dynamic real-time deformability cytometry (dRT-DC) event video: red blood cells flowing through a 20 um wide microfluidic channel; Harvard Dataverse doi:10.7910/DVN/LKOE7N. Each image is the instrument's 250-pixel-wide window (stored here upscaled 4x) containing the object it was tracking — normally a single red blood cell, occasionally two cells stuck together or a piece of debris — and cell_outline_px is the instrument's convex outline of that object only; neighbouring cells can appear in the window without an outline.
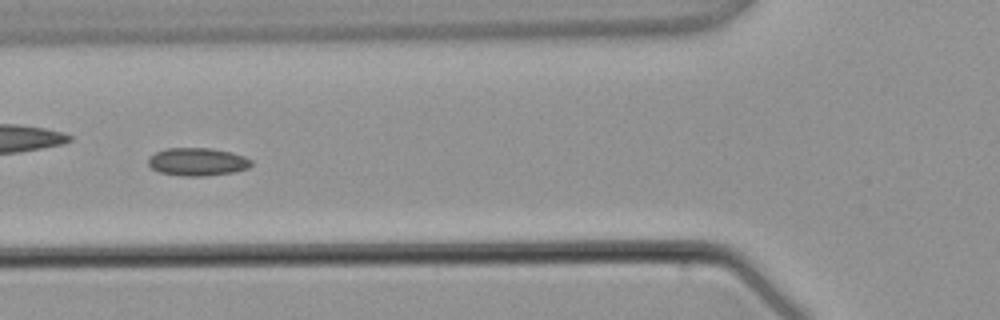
{"species": "common noctule bat (a hibernating species)", "species_latin": "Nyctalus noctula", "temperature_condition": "warm", "stored_images_in_passage": 4, "camera_frame_rate_fps": 3000, "um_per_image_px": 0.085, "animal": {"sex": "male", "body_mass_g": 21.5, "forearm_length_mm": 52.0}, "frame": {"image": 1, "passage_image": 4, "time_ms": 3.667, "image_size_px": [1000, 320], "cell_outline_px": [[252, 164], [248, 168], [236, 172], [204, 176], [180, 176], [160, 172], [152, 168], [148, 164], [148, 160], [156, 152], [168, 148], [212, 148], [232, 152], [244, 156], [252, 160]], "centroid_in_image_um": [16.82, 13.76], "position_along_channel_um": 109.0, "area_um2": 16.82}}